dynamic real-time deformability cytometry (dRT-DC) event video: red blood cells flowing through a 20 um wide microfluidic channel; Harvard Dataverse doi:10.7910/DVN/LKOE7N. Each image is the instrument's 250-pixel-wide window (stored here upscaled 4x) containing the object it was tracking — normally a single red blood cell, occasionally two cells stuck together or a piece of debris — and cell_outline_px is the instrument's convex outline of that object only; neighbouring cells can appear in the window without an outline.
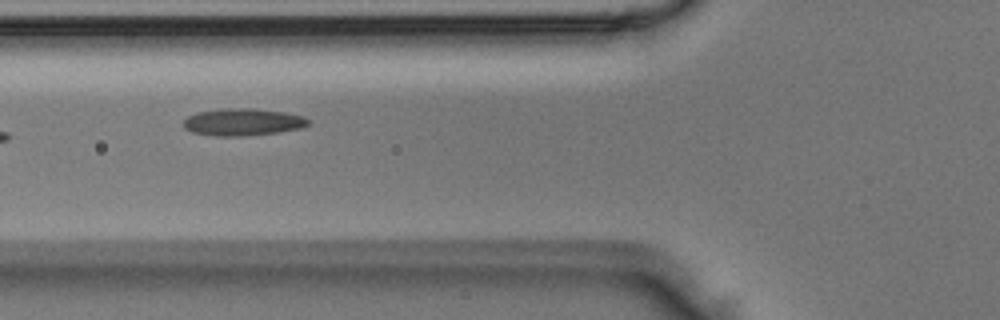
{"species": "Egyptian fruit bat (a non-hibernating species)", "species_latin": "Rousettus aegyptiacus", "temperature_condition": "room temperature", "stored_images_in_passage": 10, "camera_frame_rate_fps": 3000, "um_per_image_px": 0.085, "animal": {"sex": "male"}, "frame": {"image": 1, "passage_image": 6, "time_ms": 1.667, "image_size_px": [1000, 320], "cell_outline_px": [[312, 124], [300, 128], [280, 132], [244, 136], [216, 136], [192, 132], [184, 128], [184, 120], [188, 116], [196, 112], [220, 108], [252, 108], [284, 112], [304, 116], [312, 120]], "centroid_in_image_um": [20.68, 10.37], "position_along_channel_um": 105.1, "area_um2": 20.06}}
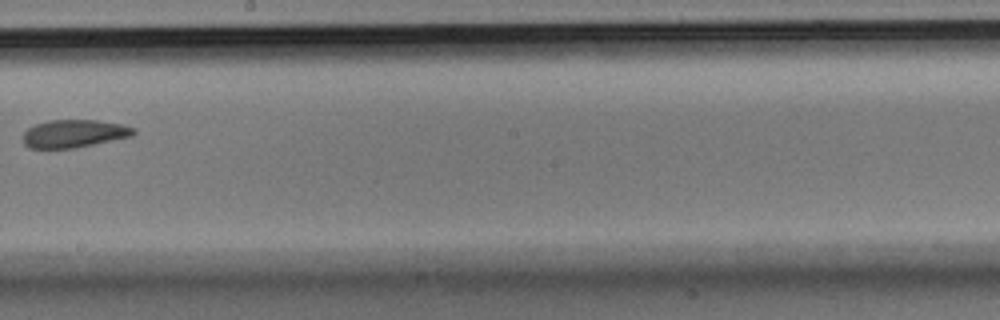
{"frame": {"image": 2, "passage_image": 9, "time_ms": 2.667, "image_size_px": [1000, 320], "cell_outline_px": [[136, 132], [132, 136], [76, 148], [28, 148], [24, 144], [24, 132], [28, 128], [36, 124], [48, 120], [96, 120], [124, 124], [136, 128]], "centroid_in_image_um": [6.33, 11.35], "position_along_channel_um": 241.9, "area_um2": 18.03}}
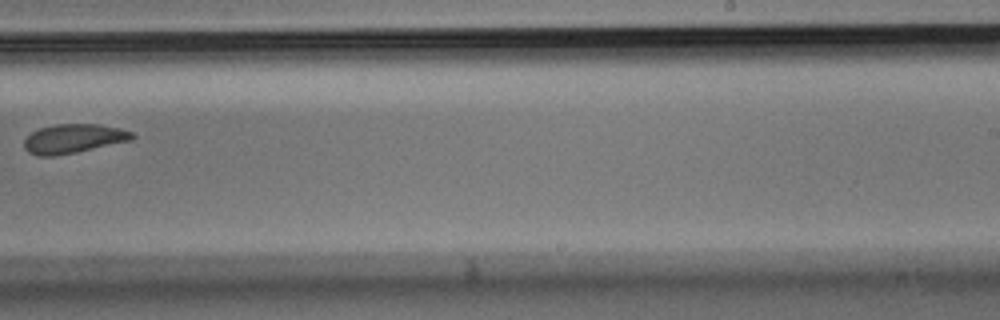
{"frame": {"image": 3, "passage_image": 10, "time_ms": 3.0, "image_size_px": [1000, 320], "cell_outline_px": [[136, 136], [132, 140], [76, 152], [52, 156], [36, 156], [28, 152], [24, 148], [24, 140], [32, 132], [40, 128], [56, 124], [96, 124], [120, 128], [132, 132]], "centroid_in_image_um": [6.24, 11.78], "position_along_channel_um": 282.8, "area_um2": 18.26}}